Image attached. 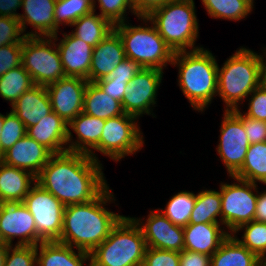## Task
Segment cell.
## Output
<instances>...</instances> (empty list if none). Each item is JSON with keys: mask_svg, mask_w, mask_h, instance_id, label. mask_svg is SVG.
I'll return each mask as SVG.
<instances>
[{"mask_svg": "<svg viewBox=\"0 0 266 266\" xmlns=\"http://www.w3.org/2000/svg\"><path fill=\"white\" fill-rule=\"evenodd\" d=\"M102 168L87 154L65 151L51 155L36 182L64 206L86 203L108 186Z\"/></svg>", "mask_w": 266, "mask_h": 266, "instance_id": "6da1fadb", "label": "cell"}, {"mask_svg": "<svg viewBox=\"0 0 266 266\" xmlns=\"http://www.w3.org/2000/svg\"><path fill=\"white\" fill-rule=\"evenodd\" d=\"M112 200H115L114 195L107 186L89 202L65 206L63 228L58 242L90 254L123 217L104 207Z\"/></svg>", "mask_w": 266, "mask_h": 266, "instance_id": "7a4b0ae2", "label": "cell"}, {"mask_svg": "<svg viewBox=\"0 0 266 266\" xmlns=\"http://www.w3.org/2000/svg\"><path fill=\"white\" fill-rule=\"evenodd\" d=\"M171 65H178V84L199 112L217 96L218 64L213 54L204 48L175 52Z\"/></svg>", "mask_w": 266, "mask_h": 266, "instance_id": "3957f363", "label": "cell"}, {"mask_svg": "<svg viewBox=\"0 0 266 266\" xmlns=\"http://www.w3.org/2000/svg\"><path fill=\"white\" fill-rule=\"evenodd\" d=\"M266 57V52L264 55ZM250 49L241 47L222 68L218 66L217 94L226 104L225 110L238 109L239 102L265 81L266 60Z\"/></svg>", "mask_w": 266, "mask_h": 266, "instance_id": "277c9868", "label": "cell"}, {"mask_svg": "<svg viewBox=\"0 0 266 266\" xmlns=\"http://www.w3.org/2000/svg\"><path fill=\"white\" fill-rule=\"evenodd\" d=\"M194 0H171L153 10L147 17H138L143 22L151 21L160 36L172 51H190L195 47L199 25L195 14Z\"/></svg>", "mask_w": 266, "mask_h": 266, "instance_id": "5b68a950", "label": "cell"}, {"mask_svg": "<svg viewBox=\"0 0 266 266\" xmlns=\"http://www.w3.org/2000/svg\"><path fill=\"white\" fill-rule=\"evenodd\" d=\"M146 249L140 226L133 218L123 216L90 253V266H142Z\"/></svg>", "mask_w": 266, "mask_h": 266, "instance_id": "8992f818", "label": "cell"}, {"mask_svg": "<svg viewBox=\"0 0 266 266\" xmlns=\"http://www.w3.org/2000/svg\"><path fill=\"white\" fill-rule=\"evenodd\" d=\"M150 23L152 26L144 27L123 22L114 25V30L121 38L126 58L143 68L163 70L168 63H172L174 52Z\"/></svg>", "mask_w": 266, "mask_h": 266, "instance_id": "52a82bcc", "label": "cell"}, {"mask_svg": "<svg viewBox=\"0 0 266 266\" xmlns=\"http://www.w3.org/2000/svg\"><path fill=\"white\" fill-rule=\"evenodd\" d=\"M52 39L54 36H28L23 40L21 65L30 74L34 85L47 86L66 77L58 47Z\"/></svg>", "mask_w": 266, "mask_h": 266, "instance_id": "ba28073f", "label": "cell"}, {"mask_svg": "<svg viewBox=\"0 0 266 266\" xmlns=\"http://www.w3.org/2000/svg\"><path fill=\"white\" fill-rule=\"evenodd\" d=\"M238 183H221V225L231 234L241 225L254 221L256 202L259 193L257 184L231 176ZM256 191V194L252 191Z\"/></svg>", "mask_w": 266, "mask_h": 266, "instance_id": "9c48e42d", "label": "cell"}, {"mask_svg": "<svg viewBox=\"0 0 266 266\" xmlns=\"http://www.w3.org/2000/svg\"><path fill=\"white\" fill-rule=\"evenodd\" d=\"M138 118L124 113L118 117L106 119L98 143V152L107 155L116 162L126 155L134 154L144 145ZM138 125V126H137Z\"/></svg>", "mask_w": 266, "mask_h": 266, "instance_id": "30bf717a", "label": "cell"}, {"mask_svg": "<svg viewBox=\"0 0 266 266\" xmlns=\"http://www.w3.org/2000/svg\"><path fill=\"white\" fill-rule=\"evenodd\" d=\"M22 202L34 218L37 235L43 241H58L63 228L65 206L37 182Z\"/></svg>", "mask_w": 266, "mask_h": 266, "instance_id": "8fae6325", "label": "cell"}, {"mask_svg": "<svg viewBox=\"0 0 266 266\" xmlns=\"http://www.w3.org/2000/svg\"><path fill=\"white\" fill-rule=\"evenodd\" d=\"M223 115L217 154L228 174L234 176L243 165L250 143L242 120L232 110H225Z\"/></svg>", "mask_w": 266, "mask_h": 266, "instance_id": "7c38bea8", "label": "cell"}, {"mask_svg": "<svg viewBox=\"0 0 266 266\" xmlns=\"http://www.w3.org/2000/svg\"><path fill=\"white\" fill-rule=\"evenodd\" d=\"M0 236L2 242L15 245L37 246L43 240L37 235L34 218L23 202L0 204Z\"/></svg>", "mask_w": 266, "mask_h": 266, "instance_id": "4fadbf2b", "label": "cell"}, {"mask_svg": "<svg viewBox=\"0 0 266 266\" xmlns=\"http://www.w3.org/2000/svg\"><path fill=\"white\" fill-rule=\"evenodd\" d=\"M163 77V70L155 68L141 69L128 83L123 96L124 113L135 117L151 114V106L156 104L157 90Z\"/></svg>", "mask_w": 266, "mask_h": 266, "instance_id": "5bb4252c", "label": "cell"}, {"mask_svg": "<svg viewBox=\"0 0 266 266\" xmlns=\"http://www.w3.org/2000/svg\"><path fill=\"white\" fill-rule=\"evenodd\" d=\"M87 83L86 79L66 76L46 86L52 111L68 124L83 112Z\"/></svg>", "mask_w": 266, "mask_h": 266, "instance_id": "9a60e30c", "label": "cell"}, {"mask_svg": "<svg viewBox=\"0 0 266 266\" xmlns=\"http://www.w3.org/2000/svg\"><path fill=\"white\" fill-rule=\"evenodd\" d=\"M133 219L140 226L147 247L177 252L184 250L183 227L171 223L160 209L151 210L145 224L140 219Z\"/></svg>", "mask_w": 266, "mask_h": 266, "instance_id": "2e32d148", "label": "cell"}, {"mask_svg": "<svg viewBox=\"0 0 266 266\" xmlns=\"http://www.w3.org/2000/svg\"><path fill=\"white\" fill-rule=\"evenodd\" d=\"M57 0H23L22 8L24 14H19L18 20L20 22L23 33L26 29V24L34 27L35 32H27L28 36L37 37H53L54 42L58 39L57 32L59 26L55 23L54 12ZM37 31V32H36Z\"/></svg>", "mask_w": 266, "mask_h": 266, "instance_id": "e0dca14e", "label": "cell"}, {"mask_svg": "<svg viewBox=\"0 0 266 266\" xmlns=\"http://www.w3.org/2000/svg\"><path fill=\"white\" fill-rule=\"evenodd\" d=\"M52 153L27 134L4 152L0 161L24 169L37 176L46 165Z\"/></svg>", "mask_w": 266, "mask_h": 266, "instance_id": "ac0fdd59", "label": "cell"}, {"mask_svg": "<svg viewBox=\"0 0 266 266\" xmlns=\"http://www.w3.org/2000/svg\"><path fill=\"white\" fill-rule=\"evenodd\" d=\"M105 122V119L90 116L84 112L78 114L68 124L67 151L87 154L95 161H99L92 150L98 151V143ZM70 128L77 134V140L75 141L72 139ZM90 148H92V150Z\"/></svg>", "mask_w": 266, "mask_h": 266, "instance_id": "d6986e66", "label": "cell"}, {"mask_svg": "<svg viewBox=\"0 0 266 266\" xmlns=\"http://www.w3.org/2000/svg\"><path fill=\"white\" fill-rule=\"evenodd\" d=\"M57 47L65 76L80 77L90 82L93 47L72 33H64Z\"/></svg>", "mask_w": 266, "mask_h": 266, "instance_id": "ffe728a7", "label": "cell"}, {"mask_svg": "<svg viewBox=\"0 0 266 266\" xmlns=\"http://www.w3.org/2000/svg\"><path fill=\"white\" fill-rule=\"evenodd\" d=\"M126 58L119 34L113 30L100 41L92 52L90 82L105 78Z\"/></svg>", "mask_w": 266, "mask_h": 266, "instance_id": "44dd1931", "label": "cell"}, {"mask_svg": "<svg viewBox=\"0 0 266 266\" xmlns=\"http://www.w3.org/2000/svg\"><path fill=\"white\" fill-rule=\"evenodd\" d=\"M26 134L47 148L52 154L67 151L68 123L53 111L36 125L28 127Z\"/></svg>", "mask_w": 266, "mask_h": 266, "instance_id": "7402d4cb", "label": "cell"}, {"mask_svg": "<svg viewBox=\"0 0 266 266\" xmlns=\"http://www.w3.org/2000/svg\"><path fill=\"white\" fill-rule=\"evenodd\" d=\"M11 107V111L24 123L26 128L36 125L52 112L46 86L41 85H34L25 91Z\"/></svg>", "mask_w": 266, "mask_h": 266, "instance_id": "603a6c76", "label": "cell"}, {"mask_svg": "<svg viewBox=\"0 0 266 266\" xmlns=\"http://www.w3.org/2000/svg\"><path fill=\"white\" fill-rule=\"evenodd\" d=\"M221 228L220 224L214 223L186 225L183 228L184 249L212 256L230 235L228 231Z\"/></svg>", "mask_w": 266, "mask_h": 266, "instance_id": "cb8c5ba5", "label": "cell"}, {"mask_svg": "<svg viewBox=\"0 0 266 266\" xmlns=\"http://www.w3.org/2000/svg\"><path fill=\"white\" fill-rule=\"evenodd\" d=\"M35 182L31 172L0 161V204L22 202Z\"/></svg>", "mask_w": 266, "mask_h": 266, "instance_id": "d4e9b609", "label": "cell"}, {"mask_svg": "<svg viewBox=\"0 0 266 266\" xmlns=\"http://www.w3.org/2000/svg\"><path fill=\"white\" fill-rule=\"evenodd\" d=\"M39 248V249H38ZM58 241H43L36 246L37 266H84L90 254ZM90 266V263L88 264Z\"/></svg>", "mask_w": 266, "mask_h": 266, "instance_id": "484cf974", "label": "cell"}, {"mask_svg": "<svg viewBox=\"0 0 266 266\" xmlns=\"http://www.w3.org/2000/svg\"><path fill=\"white\" fill-rule=\"evenodd\" d=\"M83 112L105 120L124 114L121 102L105 94L94 82L87 83L84 93Z\"/></svg>", "mask_w": 266, "mask_h": 266, "instance_id": "4316f807", "label": "cell"}, {"mask_svg": "<svg viewBox=\"0 0 266 266\" xmlns=\"http://www.w3.org/2000/svg\"><path fill=\"white\" fill-rule=\"evenodd\" d=\"M259 257L231 233L212 254L210 266H258Z\"/></svg>", "mask_w": 266, "mask_h": 266, "instance_id": "83f0119b", "label": "cell"}, {"mask_svg": "<svg viewBox=\"0 0 266 266\" xmlns=\"http://www.w3.org/2000/svg\"><path fill=\"white\" fill-rule=\"evenodd\" d=\"M71 26L76 27L71 33L93 48L114 30V25L100 14L96 15L94 10L77 19Z\"/></svg>", "mask_w": 266, "mask_h": 266, "instance_id": "f1b7e54d", "label": "cell"}, {"mask_svg": "<svg viewBox=\"0 0 266 266\" xmlns=\"http://www.w3.org/2000/svg\"><path fill=\"white\" fill-rule=\"evenodd\" d=\"M221 195L220 191L202 190L196 194V203L191 212L189 224L221 223ZM220 216V222L217 217Z\"/></svg>", "mask_w": 266, "mask_h": 266, "instance_id": "f546056e", "label": "cell"}, {"mask_svg": "<svg viewBox=\"0 0 266 266\" xmlns=\"http://www.w3.org/2000/svg\"><path fill=\"white\" fill-rule=\"evenodd\" d=\"M234 177L266 184V142L250 144L243 165Z\"/></svg>", "mask_w": 266, "mask_h": 266, "instance_id": "4dcf8cb0", "label": "cell"}, {"mask_svg": "<svg viewBox=\"0 0 266 266\" xmlns=\"http://www.w3.org/2000/svg\"><path fill=\"white\" fill-rule=\"evenodd\" d=\"M33 86L34 82L30 74L20 65L0 77V96L10 101L12 106L25 91Z\"/></svg>", "mask_w": 266, "mask_h": 266, "instance_id": "1f68e13d", "label": "cell"}, {"mask_svg": "<svg viewBox=\"0 0 266 266\" xmlns=\"http://www.w3.org/2000/svg\"><path fill=\"white\" fill-rule=\"evenodd\" d=\"M210 17L239 21L254 8L247 0H202Z\"/></svg>", "mask_w": 266, "mask_h": 266, "instance_id": "d6a6232c", "label": "cell"}, {"mask_svg": "<svg viewBox=\"0 0 266 266\" xmlns=\"http://www.w3.org/2000/svg\"><path fill=\"white\" fill-rule=\"evenodd\" d=\"M196 203V194L190 191H181L175 194L163 211H160L176 226L185 227L189 224L191 212Z\"/></svg>", "mask_w": 266, "mask_h": 266, "instance_id": "836d02e7", "label": "cell"}, {"mask_svg": "<svg viewBox=\"0 0 266 266\" xmlns=\"http://www.w3.org/2000/svg\"><path fill=\"white\" fill-rule=\"evenodd\" d=\"M244 229L242 240L235 233ZM232 235L258 257L266 256V223L251 221L239 226Z\"/></svg>", "mask_w": 266, "mask_h": 266, "instance_id": "e575fe53", "label": "cell"}, {"mask_svg": "<svg viewBox=\"0 0 266 266\" xmlns=\"http://www.w3.org/2000/svg\"><path fill=\"white\" fill-rule=\"evenodd\" d=\"M93 11L92 0H57L55 4V23L60 26L71 25L80 17Z\"/></svg>", "mask_w": 266, "mask_h": 266, "instance_id": "d590c367", "label": "cell"}, {"mask_svg": "<svg viewBox=\"0 0 266 266\" xmlns=\"http://www.w3.org/2000/svg\"><path fill=\"white\" fill-rule=\"evenodd\" d=\"M26 131L24 123L12 111L4 115L0 139L1 157L5 151L26 135Z\"/></svg>", "mask_w": 266, "mask_h": 266, "instance_id": "8d00e7d4", "label": "cell"}, {"mask_svg": "<svg viewBox=\"0 0 266 266\" xmlns=\"http://www.w3.org/2000/svg\"><path fill=\"white\" fill-rule=\"evenodd\" d=\"M98 3L101 10L100 15L113 25L126 22L125 14L127 9L134 13L132 0H98ZM92 4L95 11L96 1L92 0Z\"/></svg>", "mask_w": 266, "mask_h": 266, "instance_id": "74e56055", "label": "cell"}, {"mask_svg": "<svg viewBox=\"0 0 266 266\" xmlns=\"http://www.w3.org/2000/svg\"><path fill=\"white\" fill-rule=\"evenodd\" d=\"M36 264V246H9L4 266H34Z\"/></svg>", "mask_w": 266, "mask_h": 266, "instance_id": "f35d334b", "label": "cell"}, {"mask_svg": "<svg viewBox=\"0 0 266 266\" xmlns=\"http://www.w3.org/2000/svg\"><path fill=\"white\" fill-rule=\"evenodd\" d=\"M23 34L20 22L18 19L0 16V47L9 44L23 43L26 38Z\"/></svg>", "mask_w": 266, "mask_h": 266, "instance_id": "ab89813d", "label": "cell"}, {"mask_svg": "<svg viewBox=\"0 0 266 266\" xmlns=\"http://www.w3.org/2000/svg\"><path fill=\"white\" fill-rule=\"evenodd\" d=\"M142 266H180V252L147 247Z\"/></svg>", "mask_w": 266, "mask_h": 266, "instance_id": "60d3db41", "label": "cell"}, {"mask_svg": "<svg viewBox=\"0 0 266 266\" xmlns=\"http://www.w3.org/2000/svg\"><path fill=\"white\" fill-rule=\"evenodd\" d=\"M248 111L243 115L266 121V81H263L251 94Z\"/></svg>", "mask_w": 266, "mask_h": 266, "instance_id": "b9f144b4", "label": "cell"}, {"mask_svg": "<svg viewBox=\"0 0 266 266\" xmlns=\"http://www.w3.org/2000/svg\"><path fill=\"white\" fill-rule=\"evenodd\" d=\"M22 44H9L0 47V77L21 65Z\"/></svg>", "mask_w": 266, "mask_h": 266, "instance_id": "7bdbcfd3", "label": "cell"}, {"mask_svg": "<svg viewBox=\"0 0 266 266\" xmlns=\"http://www.w3.org/2000/svg\"><path fill=\"white\" fill-rule=\"evenodd\" d=\"M232 111L242 120L250 144L266 142V121L247 117L239 109Z\"/></svg>", "mask_w": 266, "mask_h": 266, "instance_id": "ee69618b", "label": "cell"}, {"mask_svg": "<svg viewBox=\"0 0 266 266\" xmlns=\"http://www.w3.org/2000/svg\"><path fill=\"white\" fill-rule=\"evenodd\" d=\"M141 69L143 67L139 63L125 58L111 73L101 80H120L129 83Z\"/></svg>", "mask_w": 266, "mask_h": 266, "instance_id": "f6af8a7d", "label": "cell"}, {"mask_svg": "<svg viewBox=\"0 0 266 266\" xmlns=\"http://www.w3.org/2000/svg\"><path fill=\"white\" fill-rule=\"evenodd\" d=\"M95 83L105 94L110 95L111 98L122 103L123 96L126 93L125 89L128 86L127 82L120 80H99Z\"/></svg>", "mask_w": 266, "mask_h": 266, "instance_id": "bcb514c9", "label": "cell"}, {"mask_svg": "<svg viewBox=\"0 0 266 266\" xmlns=\"http://www.w3.org/2000/svg\"><path fill=\"white\" fill-rule=\"evenodd\" d=\"M211 256L195 251L182 250L180 252V266H210Z\"/></svg>", "mask_w": 266, "mask_h": 266, "instance_id": "7dc6e473", "label": "cell"}, {"mask_svg": "<svg viewBox=\"0 0 266 266\" xmlns=\"http://www.w3.org/2000/svg\"><path fill=\"white\" fill-rule=\"evenodd\" d=\"M134 14L137 17H147L153 10L171 0H132Z\"/></svg>", "mask_w": 266, "mask_h": 266, "instance_id": "c3c4849f", "label": "cell"}, {"mask_svg": "<svg viewBox=\"0 0 266 266\" xmlns=\"http://www.w3.org/2000/svg\"><path fill=\"white\" fill-rule=\"evenodd\" d=\"M23 0H0V16H7L18 19L19 14L15 13L17 8L22 6Z\"/></svg>", "mask_w": 266, "mask_h": 266, "instance_id": "681fc988", "label": "cell"}, {"mask_svg": "<svg viewBox=\"0 0 266 266\" xmlns=\"http://www.w3.org/2000/svg\"><path fill=\"white\" fill-rule=\"evenodd\" d=\"M254 221L266 223V190L258 195Z\"/></svg>", "mask_w": 266, "mask_h": 266, "instance_id": "f907efd6", "label": "cell"}, {"mask_svg": "<svg viewBox=\"0 0 266 266\" xmlns=\"http://www.w3.org/2000/svg\"><path fill=\"white\" fill-rule=\"evenodd\" d=\"M10 245L0 242V266H4L5 258H6V252Z\"/></svg>", "mask_w": 266, "mask_h": 266, "instance_id": "816d5d0a", "label": "cell"}, {"mask_svg": "<svg viewBox=\"0 0 266 266\" xmlns=\"http://www.w3.org/2000/svg\"><path fill=\"white\" fill-rule=\"evenodd\" d=\"M3 122H4V115L0 113V139H1ZM0 158H1V144H0Z\"/></svg>", "mask_w": 266, "mask_h": 266, "instance_id": "f5cc1de1", "label": "cell"}, {"mask_svg": "<svg viewBox=\"0 0 266 266\" xmlns=\"http://www.w3.org/2000/svg\"><path fill=\"white\" fill-rule=\"evenodd\" d=\"M258 266H266V257L262 255L259 257Z\"/></svg>", "mask_w": 266, "mask_h": 266, "instance_id": "db71d44e", "label": "cell"}, {"mask_svg": "<svg viewBox=\"0 0 266 266\" xmlns=\"http://www.w3.org/2000/svg\"><path fill=\"white\" fill-rule=\"evenodd\" d=\"M247 1H249L253 5L254 0H247Z\"/></svg>", "mask_w": 266, "mask_h": 266, "instance_id": "11a10c76", "label": "cell"}]
</instances>
